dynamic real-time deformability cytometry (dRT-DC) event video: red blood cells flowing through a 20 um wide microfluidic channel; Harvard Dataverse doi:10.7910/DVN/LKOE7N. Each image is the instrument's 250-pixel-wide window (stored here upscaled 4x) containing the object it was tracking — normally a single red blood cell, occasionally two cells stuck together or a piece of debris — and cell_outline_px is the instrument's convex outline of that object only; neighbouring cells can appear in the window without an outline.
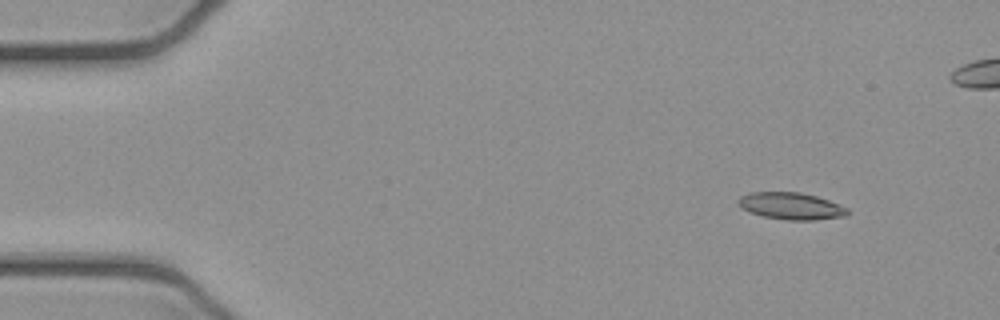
{"species": "common noctule bat (a hibernating species)", "species_latin": "Nyctalus noctula", "temperature_condition": "cold", "stored_images_in_passage": 8, "camera_frame_rate_fps": 3000, "um_per_image_px": 0.085, "animal": {"sex": "female", "body_mass_g": 21.9}, "frame": {"image": 1, "passage_image": 2, "time_ms": 0.333, "image_size_px": [1000, 320], "cell_outline_px": [[848, 212], [844, 216], [816, 220], [788, 220], [764, 216], [748, 212], [740, 208], [736, 200], [740, 196], [748, 192], [800, 192], [816, 196], [828, 200], [848, 208]], "centroid_in_image_um": [67.18, 17.5], "position_along_channel_um": 17.8, "area_um2": 17.22}}
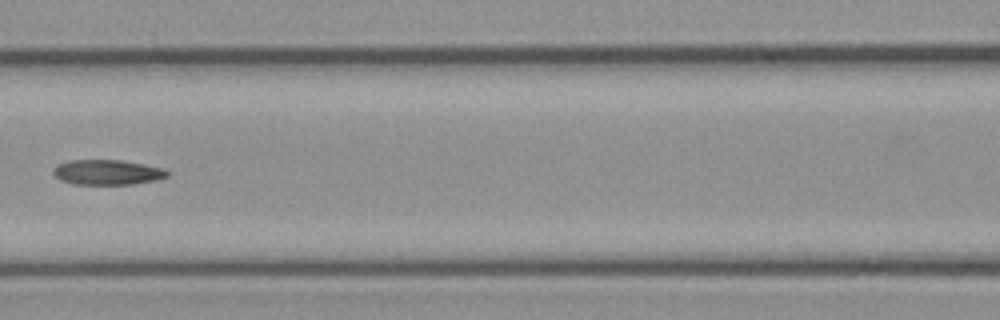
{"frame": {"image": 2, "passage_image": 7, "time_ms": 2.0, "image_size_px": [1000, 320], "cell_outline_px": [[168, 176], [156, 180], [132, 184], [72, 184], [60, 180], [52, 172], [52, 168], [56, 164], [68, 160], [120, 160], [144, 164], [164, 168], [168, 172]], "centroid_in_image_um": [9.08, 14.64], "position_along_channel_um": 157.5, "area_um2": 16.76}}
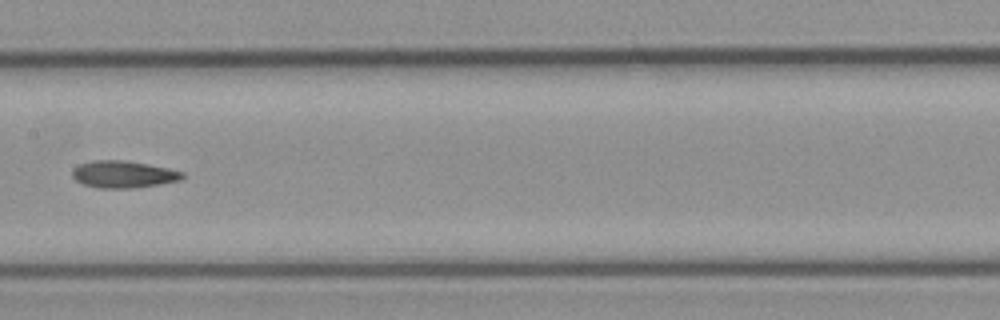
{"frame": {"image": 3, "passage_image": 8, "time_ms": 2.333, "image_size_px": [1000, 320], "cell_outline_px": [[184, 176], [180, 180], [160, 184], [132, 188], [96, 188], [84, 184], [76, 180], [72, 176], [72, 168], [80, 164], [92, 160], [124, 160], [148, 164], [168, 168], [184, 172]], "centroid_in_image_um": [10.47, 14.81], "position_along_channel_um": 196.9, "area_um2": 17.4}}